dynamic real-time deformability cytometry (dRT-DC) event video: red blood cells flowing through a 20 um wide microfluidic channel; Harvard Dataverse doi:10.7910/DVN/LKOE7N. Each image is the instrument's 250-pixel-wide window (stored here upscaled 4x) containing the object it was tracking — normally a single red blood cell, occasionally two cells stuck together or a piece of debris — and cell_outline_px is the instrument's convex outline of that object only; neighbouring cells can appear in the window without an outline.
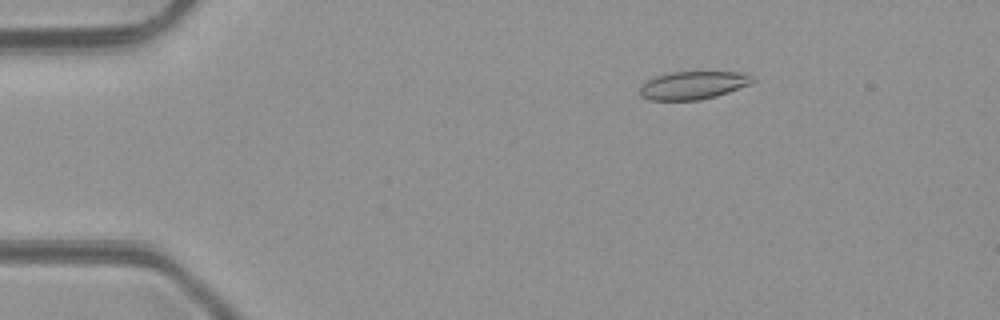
{"species": "common noctule bat (a hibernating species)", "species_latin": "Nyctalus noctula", "temperature_condition": "room temperature", "stored_images_in_passage": 4, "camera_frame_rate_fps": 3000, "um_per_image_px": 0.085, "animal": {"sex": "male", "body_mass_g": 23.1, "forearm_length_mm": 52.7}, "frame": {"image": 1, "passage_image": 3, "time_ms": 2.333, "image_size_px": [1000, 320], "cell_outline_px": [[756, 80], [752, 84], [716, 96], [700, 100], [648, 100], [640, 96], [640, 88], [648, 80], [656, 76], [672, 72], [736, 72], [752, 76]], "centroid_in_image_um": [58.92, 7.25], "position_along_channel_um": 26.1, "area_um2": 18.32}}